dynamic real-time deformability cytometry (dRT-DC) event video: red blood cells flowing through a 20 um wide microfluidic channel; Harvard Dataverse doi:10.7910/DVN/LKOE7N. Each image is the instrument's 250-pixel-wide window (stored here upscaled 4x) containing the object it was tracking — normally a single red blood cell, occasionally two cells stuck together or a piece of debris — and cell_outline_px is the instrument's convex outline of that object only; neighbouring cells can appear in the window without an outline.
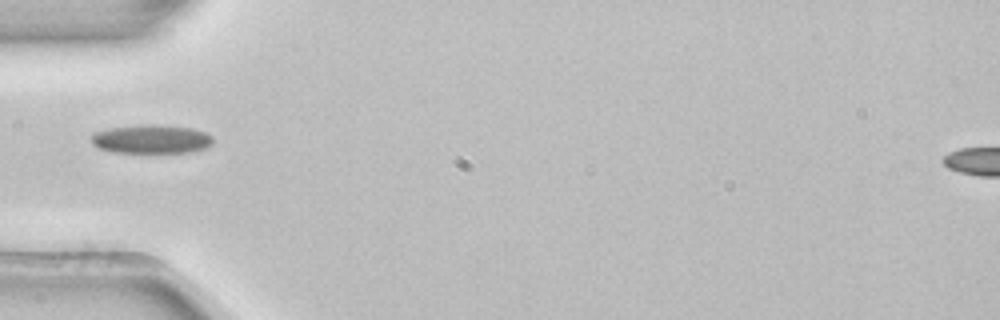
{"species": "common noctule bat (a hibernating species)", "species_latin": "Nyctalus noctula", "temperature_condition": "room temperature", "stored_images_in_passage": 3, "camera_frame_rate_fps": 3000, "um_per_image_px": 0.085, "animal": {"sex": "female", "body_mass_g": 22.7, "forearm_length_mm": 54.2}, "frame": {"image": 1, "passage_image": 3, "time_ms": 0.667, "image_size_px": [1000, 320], "cell_outline_px": [[212, 144], [208, 148], [188, 152], [112, 152], [100, 148], [92, 144], [92, 136], [96, 132], [108, 128], [148, 124], [152, 124], [192, 128], [204, 132], [212, 136]], "centroid_in_image_um": [12.89, 11.82], "position_along_channel_um": 72.1, "area_um2": 20.23}}